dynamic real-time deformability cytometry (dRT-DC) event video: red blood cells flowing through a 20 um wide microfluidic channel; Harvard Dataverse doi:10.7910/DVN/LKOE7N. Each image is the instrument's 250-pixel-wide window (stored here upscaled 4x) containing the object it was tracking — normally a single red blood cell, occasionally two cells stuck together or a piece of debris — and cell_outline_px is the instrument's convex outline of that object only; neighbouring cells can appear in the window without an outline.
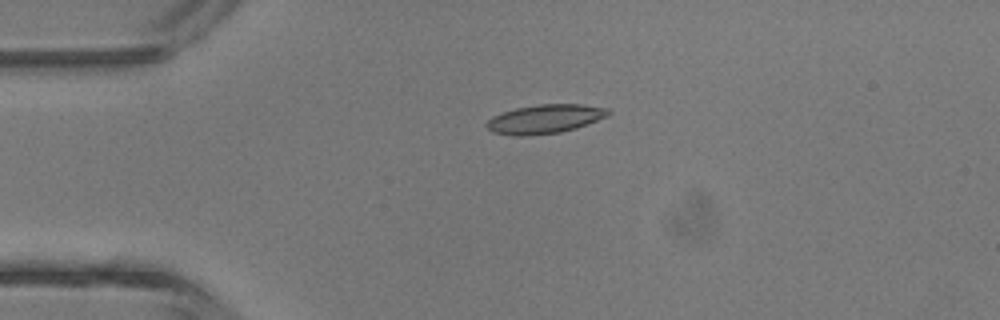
{"species": "common noctule bat (a hibernating species)", "species_latin": "Nyctalus noctula", "temperature_condition": "room temperature", "stored_images_in_passage": 4, "camera_frame_rate_fps": 3000, "um_per_image_px": 0.085, "animal": {"sex": "male", "body_mass_g": 13.3}, "frame": {"image": 1, "passage_image": 4, "time_ms": 3.333, "image_size_px": [1000, 320], "cell_outline_px": [[612, 112], [608, 116], [588, 124], [576, 128], [560, 132], [528, 136], [512, 136], [492, 132], [484, 124], [492, 116], [516, 108], [540, 104], [580, 104], [608, 108]], "centroid_in_image_um": [46.32, 10.12], "position_along_channel_um": 38.7, "area_um2": 20.63}}